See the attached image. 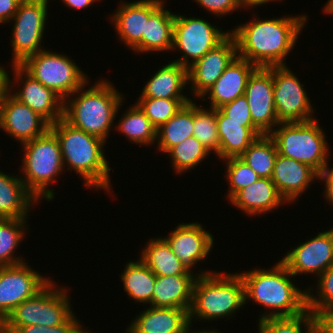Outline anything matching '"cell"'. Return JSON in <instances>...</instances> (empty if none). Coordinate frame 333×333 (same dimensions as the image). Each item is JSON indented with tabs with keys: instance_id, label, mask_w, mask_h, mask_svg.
<instances>
[{
	"instance_id": "obj_1",
	"label": "cell",
	"mask_w": 333,
	"mask_h": 333,
	"mask_svg": "<svg viewBox=\"0 0 333 333\" xmlns=\"http://www.w3.org/2000/svg\"><path fill=\"white\" fill-rule=\"evenodd\" d=\"M259 18L255 14L250 22L230 31L237 42L238 56L256 67L286 65V56L294 49L304 26H307L308 16Z\"/></svg>"
},
{
	"instance_id": "obj_2",
	"label": "cell",
	"mask_w": 333,
	"mask_h": 333,
	"mask_svg": "<svg viewBox=\"0 0 333 333\" xmlns=\"http://www.w3.org/2000/svg\"><path fill=\"white\" fill-rule=\"evenodd\" d=\"M239 274L244 282L245 302L252 300L266 309L258 320L292 317L308 309L307 288L301 290L295 285L292 280L294 275L281 260L270 269L254 268Z\"/></svg>"
},
{
	"instance_id": "obj_3",
	"label": "cell",
	"mask_w": 333,
	"mask_h": 333,
	"mask_svg": "<svg viewBox=\"0 0 333 333\" xmlns=\"http://www.w3.org/2000/svg\"><path fill=\"white\" fill-rule=\"evenodd\" d=\"M86 86L88 82L64 100L63 119L106 142L124 95L108 79H100L85 90Z\"/></svg>"
},
{
	"instance_id": "obj_4",
	"label": "cell",
	"mask_w": 333,
	"mask_h": 333,
	"mask_svg": "<svg viewBox=\"0 0 333 333\" xmlns=\"http://www.w3.org/2000/svg\"><path fill=\"white\" fill-rule=\"evenodd\" d=\"M50 129L59 140L64 168L79 174L85 187L109 192L112 189L110 170L113 168L103 149L106 142L74 128L63 118L50 125Z\"/></svg>"
},
{
	"instance_id": "obj_5",
	"label": "cell",
	"mask_w": 333,
	"mask_h": 333,
	"mask_svg": "<svg viewBox=\"0 0 333 333\" xmlns=\"http://www.w3.org/2000/svg\"><path fill=\"white\" fill-rule=\"evenodd\" d=\"M245 287L239 273L213 272L197 276L193 285L189 323L232 318L245 306Z\"/></svg>"
},
{
	"instance_id": "obj_6",
	"label": "cell",
	"mask_w": 333,
	"mask_h": 333,
	"mask_svg": "<svg viewBox=\"0 0 333 333\" xmlns=\"http://www.w3.org/2000/svg\"><path fill=\"white\" fill-rule=\"evenodd\" d=\"M21 147L24 154L20 178L38 201L42 198L52 201L56 192L49 186L64 171L58 138L49 128L43 135L23 143Z\"/></svg>"
},
{
	"instance_id": "obj_7",
	"label": "cell",
	"mask_w": 333,
	"mask_h": 333,
	"mask_svg": "<svg viewBox=\"0 0 333 333\" xmlns=\"http://www.w3.org/2000/svg\"><path fill=\"white\" fill-rule=\"evenodd\" d=\"M269 135L278 154L307 164L318 174L324 170L330 148L316 118L305 122L279 123Z\"/></svg>"
},
{
	"instance_id": "obj_8",
	"label": "cell",
	"mask_w": 333,
	"mask_h": 333,
	"mask_svg": "<svg viewBox=\"0 0 333 333\" xmlns=\"http://www.w3.org/2000/svg\"><path fill=\"white\" fill-rule=\"evenodd\" d=\"M56 285L51 279L33 297L15 307L2 321L3 327H54L65 323L74 314L67 292L69 290Z\"/></svg>"
},
{
	"instance_id": "obj_9",
	"label": "cell",
	"mask_w": 333,
	"mask_h": 333,
	"mask_svg": "<svg viewBox=\"0 0 333 333\" xmlns=\"http://www.w3.org/2000/svg\"><path fill=\"white\" fill-rule=\"evenodd\" d=\"M63 53L46 48L26 58L20 66L45 87L53 90L63 100L89 82L82 69Z\"/></svg>"
},
{
	"instance_id": "obj_10",
	"label": "cell",
	"mask_w": 333,
	"mask_h": 333,
	"mask_svg": "<svg viewBox=\"0 0 333 333\" xmlns=\"http://www.w3.org/2000/svg\"><path fill=\"white\" fill-rule=\"evenodd\" d=\"M230 33L229 30L225 32L205 19L185 17V15L175 13L171 51L180 50L182 56L180 59L171 61L188 68L220 44Z\"/></svg>"
},
{
	"instance_id": "obj_11",
	"label": "cell",
	"mask_w": 333,
	"mask_h": 333,
	"mask_svg": "<svg viewBox=\"0 0 333 333\" xmlns=\"http://www.w3.org/2000/svg\"><path fill=\"white\" fill-rule=\"evenodd\" d=\"M50 0H23L13 20L12 65H20L26 58L45 49L41 46L48 19ZM43 47V48H42Z\"/></svg>"
},
{
	"instance_id": "obj_12",
	"label": "cell",
	"mask_w": 333,
	"mask_h": 333,
	"mask_svg": "<svg viewBox=\"0 0 333 333\" xmlns=\"http://www.w3.org/2000/svg\"><path fill=\"white\" fill-rule=\"evenodd\" d=\"M276 117L283 122H305L315 119V109L300 79L287 65L272 66Z\"/></svg>"
},
{
	"instance_id": "obj_13",
	"label": "cell",
	"mask_w": 333,
	"mask_h": 333,
	"mask_svg": "<svg viewBox=\"0 0 333 333\" xmlns=\"http://www.w3.org/2000/svg\"><path fill=\"white\" fill-rule=\"evenodd\" d=\"M27 262L0 267V321L24 300L33 297L50 280Z\"/></svg>"
},
{
	"instance_id": "obj_14",
	"label": "cell",
	"mask_w": 333,
	"mask_h": 333,
	"mask_svg": "<svg viewBox=\"0 0 333 333\" xmlns=\"http://www.w3.org/2000/svg\"><path fill=\"white\" fill-rule=\"evenodd\" d=\"M14 83L9 77V92L19 102L29 106L34 112L43 117L50 125L63 118L64 100L53 90L45 87L29 75L20 65H12ZM13 83V84H11ZM18 85L20 88L12 89ZM21 85V86H20Z\"/></svg>"
},
{
	"instance_id": "obj_15",
	"label": "cell",
	"mask_w": 333,
	"mask_h": 333,
	"mask_svg": "<svg viewBox=\"0 0 333 333\" xmlns=\"http://www.w3.org/2000/svg\"><path fill=\"white\" fill-rule=\"evenodd\" d=\"M281 261L294 277L312 273L318 278L333 264V228L291 248Z\"/></svg>"
},
{
	"instance_id": "obj_16",
	"label": "cell",
	"mask_w": 333,
	"mask_h": 333,
	"mask_svg": "<svg viewBox=\"0 0 333 333\" xmlns=\"http://www.w3.org/2000/svg\"><path fill=\"white\" fill-rule=\"evenodd\" d=\"M272 66L257 67L249 76L245 89L253 125L262 133L270 134L280 123L274 103Z\"/></svg>"
},
{
	"instance_id": "obj_17",
	"label": "cell",
	"mask_w": 333,
	"mask_h": 333,
	"mask_svg": "<svg viewBox=\"0 0 333 333\" xmlns=\"http://www.w3.org/2000/svg\"><path fill=\"white\" fill-rule=\"evenodd\" d=\"M238 56L237 42L230 33L220 44L188 67V84L195 97L202 95L222 75L227 66Z\"/></svg>"
},
{
	"instance_id": "obj_18",
	"label": "cell",
	"mask_w": 333,
	"mask_h": 333,
	"mask_svg": "<svg viewBox=\"0 0 333 333\" xmlns=\"http://www.w3.org/2000/svg\"><path fill=\"white\" fill-rule=\"evenodd\" d=\"M198 222L180 223L168 236L163 237L174 255L190 271L199 262L205 261L213 249V235ZM193 269V270H191Z\"/></svg>"
},
{
	"instance_id": "obj_19",
	"label": "cell",
	"mask_w": 333,
	"mask_h": 333,
	"mask_svg": "<svg viewBox=\"0 0 333 333\" xmlns=\"http://www.w3.org/2000/svg\"><path fill=\"white\" fill-rule=\"evenodd\" d=\"M50 124L8 92L0 109V130L21 144L43 135Z\"/></svg>"
},
{
	"instance_id": "obj_20",
	"label": "cell",
	"mask_w": 333,
	"mask_h": 333,
	"mask_svg": "<svg viewBox=\"0 0 333 333\" xmlns=\"http://www.w3.org/2000/svg\"><path fill=\"white\" fill-rule=\"evenodd\" d=\"M161 4H166L165 0L123 1L110 16L118 38L128 49L133 50L142 41L147 19Z\"/></svg>"
},
{
	"instance_id": "obj_21",
	"label": "cell",
	"mask_w": 333,
	"mask_h": 333,
	"mask_svg": "<svg viewBox=\"0 0 333 333\" xmlns=\"http://www.w3.org/2000/svg\"><path fill=\"white\" fill-rule=\"evenodd\" d=\"M271 179L280 196L291 204L318 180V173L307 164L278 154Z\"/></svg>"
},
{
	"instance_id": "obj_22",
	"label": "cell",
	"mask_w": 333,
	"mask_h": 333,
	"mask_svg": "<svg viewBox=\"0 0 333 333\" xmlns=\"http://www.w3.org/2000/svg\"><path fill=\"white\" fill-rule=\"evenodd\" d=\"M256 68L253 63L237 56L200 99H209L212 109L235 100L245 94L247 80Z\"/></svg>"
},
{
	"instance_id": "obj_23",
	"label": "cell",
	"mask_w": 333,
	"mask_h": 333,
	"mask_svg": "<svg viewBox=\"0 0 333 333\" xmlns=\"http://www.w3.org/2000/svg\"><path fill=\"white\" fill-rule=\"evenodd\" d=\"M189 311L182 308L147 307L131 321V333H185L191 326Z\"/></svg>"
},
{
	"instance_id": "obj_24",
	"label": "cell",
	"mask_w": 333,
	"mask_h": 333,
	"mask_svg": "<svg viewBox=\"0 0 333 333\" xmlns=\"http://www.w3.org/2000/svg\"><path fill=\"white\" fill-rule=\"evenodd\" d=\"M229 202L251 217L270 213L286 203L269 178H259L252 185L238 191Z\"/></svg>"
},
{
	"instance_id": "obj_25",
	"label": "cell",
	"mask_w": 333,
	"mask_h": 333,
	"mask_svg": "<svg viewBox=\"0 0 333 333\" xmlns=\"http://www.w3.org/2000/svg\"><path fill=\"white\" fill-rule=\"evenodd\" d=\"M216 123L220 139V159L240 157L250 144L263 135L253 122H235L218 108L216 109Z\"/></svg>"
},
{
	"instance_id": "obj_26",
	"label": "cell",
	"mask_w": 333,
	"mask_h": 333,
	"mask_svg": "<svg viewBox=\"0 0 333 333\" xmlns=\"http://www.w3.org/2000/svg\"><path fill=\"white\" fill-rule=\"evenodd\" d=\"M36 202L38 200L27 190L20 174L0 171V219H27Z\"/></svg>"
},
{
	"instance_id": "obj_27",
	"label": "cell",
	"mask_w": 333,
	"mask_h": 333,
	"mask_svg": "<svg viewBox=\"0 0 333 333\" xmlns=\"http://www.w3.org/2000/svg\"><path fill=\"white\" fill-rule=\"evenodd\" d=\"M197 275L156 276L151 307L190 310Z\"/></svg>"
},
{
	"instance_id": "obj_28",
	"label": "cell",
	"mask_w": 333,
	"mask_h": 333,
	"mask_svg": "<svg viewBox=\"0 0 333 333\" xmlns=\"http://www.w3.org/2000/svg\"><path fill=\"white\" fill-rule=\"evenodd\" d=\"M161 4L147 19L142 41L132 50L136 53L170 52L173 44L175 14Z\"/></svg>"
},
{
	"instance_id": "obj_29",
	"label": "cell",
	"mask_w": 333,
	"mask_h": 333,
	"mask_svg": "<svg viewBox=\"0 0 333 333\" xmlns=\"http://www.w3.org/2000/svg\"><path fill=\"white\" fill-rule=\"evenodd\" d=\"M188 68L174 61L162 65L143 87L140 97L189 98L183 93L187 89ZM183 93V94H182Z\"/></svg>"
},
{
	"instance_id": "obj_30",
	"label": "cell",
	"mask_w": 333,
	"mask_h": 333,
	"mask_svg": "<svg viewBox=\"0 0 333 333\" xmlns=\"http://www.w3.org/2000/svg\"><path fill=\"white\" fill-rule=\"evenodd\" d=\"M140 253V259L156 276L169 275H197L213 273L215 271L200 270L196 274L190 272L174 255L170 245L163 237L150 238ZM200 272V273H199ZM199 273V274H198Z\"/></svg>"
},
{
	"instance_id": "obj_31",
	"label": "cell",
	"mask_w": 333,
	"mask_h": 333,
	"mask_svg": "<svg viewBox=\"0 0 333 333\" xmlns=\"http://www.w3.org/2000/svg\"><path fill=\"white\" fill-rule=\"evenodd\" d=\"M137 260V261H136ZM129 261L121 272V281L128 297L136 303L151 304L156 275L140 259Z\"/></svg>"
},
{
	"instance_id": "obj_32",
	"label": "cell",
	"mask_w": 333,
	"mask_h": 333,
	"mask_svg": "<svg viewBox=\"0 0 333 333\" xmlns=\"http://www.w3.org/2000/svg\"><path fill=\"white\" fill-rule=\"evenodd\" d=\"M193 136V100L183 105L165 124L157 129L156 143L159 152L171 148Z\"/></svg>"
},
{
	"instance_id": "obj_33",
	"label": "cell",
	"mask_w": 333,
	"mask_h": 333,
	"mask_svg": "<svg viewBox=\"0 0 333 333\" xmlns=\"http://www.w3.org/2000/svg\"><path fill=\"white\" fill-rule=\"evenodd\" d=\"M119 119L115 128L117 132L127 137L129 142L139 146L155 144L157 129L136 103L131 105Z\"/></svg>"
},
{
	"instance_id": "obj_34",
	"label": "cell",
	"mask_w": 333,
	"mask_h": 333,
	"mask_svg": "<svg viewBox=\"0 0 333 333\" xmlns=\"http://www.w3.org/2000/svg\"><path fill=\"white\" fill-rule=\"evenodd\" d=\"M278 152L269 134L257 137L239 157L259 178L271 179Z\"/></svg>"
},
{
	"instance_id": "obj_35",
	"label": "cell",
	"mask_w": 333,
	"mask_h": 333,
	"mask_svg": "<svg viewBox=\"0 0 333 333\" xmlns=\"http://www.w3.org/2000/svg\"><path fill=\"white\" fill-rule=\"evenodd\" d=\"M26 220L29 219H0V267L26 262L15 254L29 229Z\"/></svg>"
},
{
	"instance_id": "obj_36",
	"label": "cell",
	"mask_w": 333,
	"mask_h": 333,
	"mask_svg": "<svg viewBox=\"0 0 333 333\" xmlns=\"http://www.w3.org/2000/svg\"><path fill=\"white\" fill-rule=\"evenodd\" d=\"M258 322V333H319L318 317L308 309L296 316L266 318Z\"/></svg>"
},
{
	"instance_id": "obj_37",
	"label": "cell",
	"mask_w": 333,
	"mask_h": 333,
	"mask_svg": "<svg viewBox=\"0 0 333 333\" xmlns=\"http://www.w3.org/2000/svg\"><path fill=\"white\" fill-rule=\"evenodd\" d=\"M193 100V136L210 153L220 159V139L216 123V109L205 108Z\"/></svg>"
},
{
	"instance_id": "obj_38",
	"label": "cell",
	"mask_w": 333,
	"mask_h": 333,
	"mask_svg": "<svg viewBox=\"0 0 333 333\" xmlns=\"http://www.w3.org/2000/svg\"><path fill=\"white\" fill-rule=\"evenodd\" d=\"M172 161V169L178 175L195 169L201 162H205L210 152L205 149L194 136L187 138L167 152Z\"/></svg>"
},
{
	"instance_id": "obj_39",
	"label": "cell",
	"mask_w": 333,
	"mask_h": 333,
	"mask_svg": "<svg viewBox=\"0 0 333 333\" xmlns=\"http://www.w3.org/2000/svg\"><path fill=\"white\" fill-rule=\"evenodd\" d=\"M136 104L149 118L150 122L158 129L173 117L180 108L191 102L190 98H151L138 97Z\"/></svg>"
},
{
	"instance_id": "obj_40",
	"label": "cell",
	"mask_w": 333,
	"mask_h": 333,
	"mask_svg": "<svg viewBox=\"0 0 333 333\" xmlns=\"http://www.w3.org/2000/svg\"><path fill=\"white\" fill-rule=\"evenodd\" d=\"M316 279V288L307 289V308L318 317L321 313L333 310V264Z\"/></svg>"
},
{
	"instance_id": "obj_41",
	"label": "cell",
	"mask_w": 333,
	"mask_h": 333,
	"mask_svg": "<svg viewBox=\"0 0 333 333\" xmlns=\"http://www.w3.org/2000/svg\"><path fill=\"white\" fill-rule=\"evenodd\" d=\"M226 164V180L229 182L227 193L228 201L240 190L252 185L259 179V176L239 157L224 159Z\"/></svg>"
},
{
	"instance_id": "obj_42",
	"label": "cell",
	"mask_w": 333,
	"mask_h": 333,
	"mask_svg": "<svg viewBox=\"0 0 333 333\" xmlns=\"http://www.w3.org/2000/svg\"><path fill=\"white\" fill-rule=\"evenodd\" d=\"M80 319L75 313L63 324L49 327L41 325H27L21 327H3L7 333H93L82 328Z\"/></svg>"
},
{
	"instance_id": "obj_43",
	"label": "cell",
	"mask_w": 333,
	"mask_h": 333,
	"mask_svg": "<svg viewBox=\"0 0 333 333\" xmlns=\"http://www.w3.org/2000/svg\"><path fill=\"white\" fill-rule=\"evenodd\" d=\"M193 1V0H192ZM203 9H206L212 15L220 16L230 14L238 9L247 7L242 0H194Z\"/></svg>"
},
{
	"instance_id": "obj_44",
	"label": "cell",
	"mask_w": 333,
	"mask_h": 333,
	"mask_svg": "<svg viewBox=\"0 0 333 333\" xmlns=\"http://www.w3.org/2000/svg\"><path fill=\"white\" fill-rule=\"evenodd\" d=\"M228 120L235 122H252L248 101L245 95L237 97L235 100L222 105L219 108Z\"/></svg>"
},
{
	"instance_id": "obj_45",
	"label": "cell",
	"mask_w": 333,
	"mask_h": 333,
	"mask_svg": "<svg viewBox=\"0 0 333 333\" xmlns=\"http://www.w3.org/2000/svg\"><path fill=\"white\" fill-rule=\"evenodd\" d=\"M23 0H0V24L10 23Z\"/></svg>"
},
{
	"instance_id": "obj_46",
	"label": "cell",
	"mask_w": 333,
	"mask_h": 333,
	"mask_svg": "<svg viewBox=\"0 0 333 333\" xmlns=\"http://www.w3.org/2000/svg\"><path fill=\"white\" fill-rule=\"evenodd\" d=\"M319 333H333V310L318 316Z\"/></svg>"
},
{
	"instance_id": "obj_47",
	"label": "cell",
	"mask_w": 333,
	"mask_h": 333,
	"mask_svg": "<svg viewBox=\"0 0 333 333\" xmlns=\"http://www.w3.org/2000/svg\"><path fill=\"white\" fill-rule=\"evenodd\" d=\"M6 69L0 65V109L5 95L9 92V74Z\"/></svg>"
},
{
	"instance_id": "obj_48",
	"label": "cell",
	"mask_w": 333,
	"mask_h": 333,
	"mask_svg": "<svg viewBox=\"0 0 333 333\" xmlns=\"http://www.w3.org/2000/svg\"><path fill=\"white\" fill-rule=\"evenodd\" d=\"M96 1L98 0H62L64 5L76 10L87 9Z\"/></svg>"
},
{
	"instance_id": "obj_49",
	"label": "cell",
	"mask_w": 333,
	"mask_h": 333,
	"mask_svg": "<svg viewBox=\"0 0 333 333\" xmlns=\"http://www.w3.org/2000/svg\"><path fill=\"white\" fill-rule=\"evenodd\" d=\"M319 181L325 182V191H323L325 196V200L328 201L331 205H333V179H318Z\"/></svg>"
},
{
	"instance_id": "obj_50",
	"label": "cell",
	"mask_w": 333,
	"mask_h": 333,
	"mask_svg": "<svg viewBox=\"0 0 333 333\" xmlns=\"http://www.w3.org/2000/svg\"><path fill=\"white\" fill-rule=\"evenodd\" d=\"M246 6H247V9H254V8H258V6H261V5H266V3H269L270 1H279V0H242ZM281 2V0H280ZM250 7V8H249Z\"/></svg>"
},
{
	"instance_id": "obj_51",
	"label": "cell",
	"mask_w": 333,
	"mask_h": 333,
	"mask_svg": "<svg viewBox=\"0 0 333 333\" xmlns=\"http://www.w3.org/2000/svg\"><path fill=\"white\" fill-rule=\"evenodd\" d=\"M318 179H333V166L329 167L328 160L324 170L318 174Z\"/></svg>"
},
{
	"instance_id": "obj_52",
	"label": "cell",
	"mask_w": 333,
	"mask_h": 333,
	"mask_svg": "<svg viewBox=\"0 0 333 333\" xmlns=\"http://www.w3.org/2000/svg\"><path fill=\"white\" fill-rule=\"evenodd\" d=\"M185 333H221V332L219 330L215 329V327H214V329H209V330L208 329L206 330V328L205 329L202 328L200 330L195 329V331L192 330L190 327Z\"/></svg>"
},
{
	"instance_id": "obj_53",
	"label": "cell",
	"mask_w": 333,
	"mask_h": 333,
	"mask_svg": "<svg viewBox=\"0 0 333 333\" xmlns=\"http://www.w3.org/2000/svg\"><path fill=\"white\" fill-rule=\"evenodd\" d=\"M326 3L323 12L327 15H333V0H328Z\"/></svg>"
},
{
	"instance_id": "obj_54",
	"label": "cell",
	"mask_w": 333,
	"mask_h": 333,
	"mask_svg": "<svg viewBox=\"0 0 333 333\" xmlns=\"http://www.w3.org/2000/svg\"><path fill=\"white\" fill-rule=\"evenodd\" d=\"M0 333H7L6 330L3 328L2 321H0Z\"/></svg>"
},
{
	"instance_id": "obj_55",
	"label": "cell",
	"mask_w": 333,
	"mask_h": 333,
	"mask_svg": "<svg viewBox=\"0 0 333 333\" xmlns=\"http://www.w3.org/2000/svg\"><path fill=\"white\" fill-rule=\"evenodd\" d=\"M125 331H126L125 333H131L128 329H126Z\"/></svg>"
}]
</instances>
